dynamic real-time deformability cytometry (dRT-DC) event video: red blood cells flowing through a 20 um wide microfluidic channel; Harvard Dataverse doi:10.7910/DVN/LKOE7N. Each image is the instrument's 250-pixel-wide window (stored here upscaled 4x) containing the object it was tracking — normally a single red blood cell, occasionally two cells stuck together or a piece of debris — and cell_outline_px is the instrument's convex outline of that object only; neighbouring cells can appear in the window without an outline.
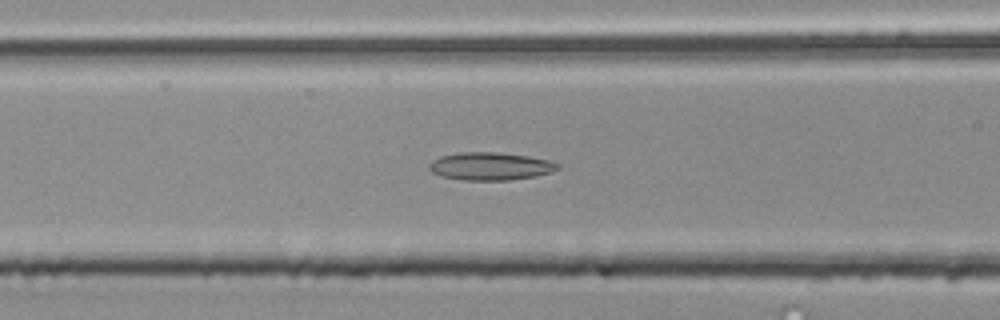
{"species": "common noctule bat (a hibernating species)", "species_latin": "Nyctalus noctula", "temperature_condition": "room temperature", "stored_images_in_passage": 54, "camera_frame_rate_fps": 3000, "um_per_image_px": 0.085, "animal": {"sex": "male", "body_mass_g": 20.4}, "frame": {"image": 1, "passage_image": 22, "time_ms": 7.0, "image_size_px": [1000, 320], "cell_outline_px": [[560, 168], [552, 172], [536, 176], [508, 180], [464, 180], [440, 176], [432, 172], [428, 168], [428, 164], [432, 160], [440, 156], [460, 152], [496, 152], [528, 156], [548, 160], [560, 164]], "centroid_in_image_um": [41.67, 14.13], "position_along_channel_um": 124.9, "area_um2": 20.92}}
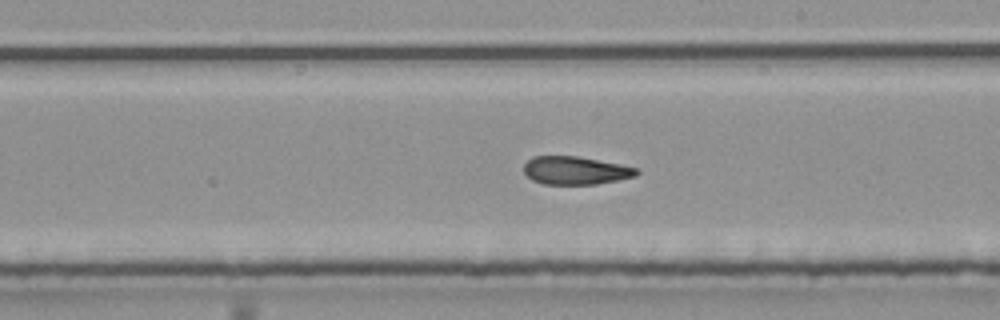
{"frame": {"image": 2, "passage_image": 31, "time_ms": 10.0, "image_size_px": [1000, 320], "cell_outline_px": [[640, 172], [636, 176], [596, 184], [544, 184], [532, 180], [524, 172], [524, 164], [532, 156], [580, 156], [620, 164], [636, 168]], "centroid_in_image_um": [48.91, 14.48], "position_along_channel_um": 240.1, "area_um2": 18.44}}
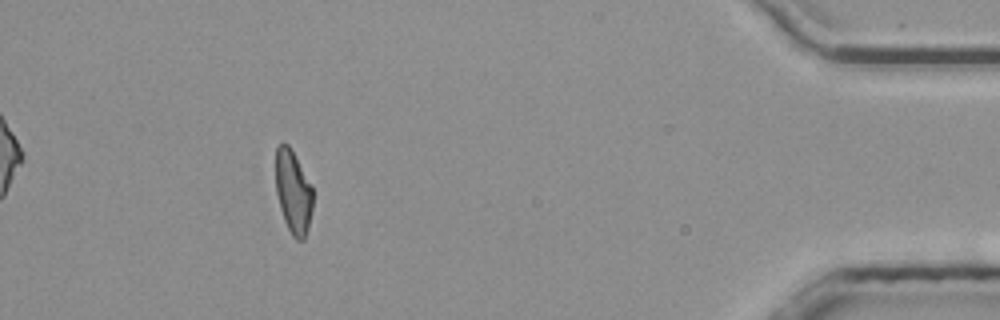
{"frame": {"image": 3, "passage_image": 49, "time_ms": 16.0, "image_size_px": [1000, 320], "cell_outline_px": [[312, 208], [308, 228], [304, 240], [296, 240], [292, 236], [284, 220], [280, 208], [276, 192], [276, 148], [280, 144], [288, 144], [312, 184]], "centroid_in_image_um": [24.93, 16.33], "position_along_channel_um": 410.3, "area_um2": 17.98}, "authors_computed_cell_mechanics": {"area_um2": 19.8254, "velocity_mm_per_s": 3.8436, "shape_relaxation_time_tau1_ms": null, "shape_relaxation_time_tau2_ms": 4.8009, "deformation_change_tau1": null, "deformation_change_tau2": 0.1289}}